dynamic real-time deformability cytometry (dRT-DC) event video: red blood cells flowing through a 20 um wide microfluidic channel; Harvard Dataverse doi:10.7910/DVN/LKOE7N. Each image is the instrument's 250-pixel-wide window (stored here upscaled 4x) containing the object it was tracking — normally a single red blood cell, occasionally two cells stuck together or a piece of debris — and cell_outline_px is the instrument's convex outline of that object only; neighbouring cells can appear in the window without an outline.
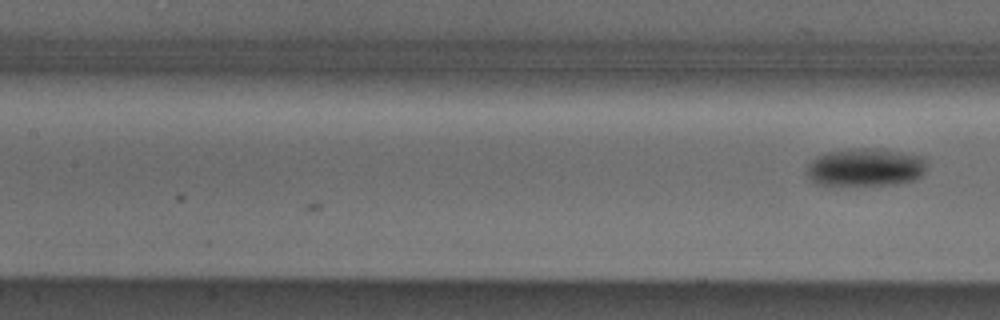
{"species": "Egyptian fruit bat (a non-hibernating species)", "species_latin": "Rousettus aegyptiacus", "temperature_condition": "cold", "stored_images_in_passage": 6, "camera_frame_rate_fps": 3000, "um_per_image_px": 0.085, "animal": {"sex": "male"}, "frame": {"image": 1, "passage_image": 6, "time_ms": 1.667, "image_size_px": [1000, 320], "cell_outline_px": [[924, 172], [920, 176], [912, 180], [896, 184], [816, 184], [808, 180], [808, 164], [816, 156], [828, 152], [848, 148], [876, 148], [924, 156]], "centroid_in_image_um": [73.53, 14.2], "position_along_channel_um": 133.9, "area_um2": 26.3}}